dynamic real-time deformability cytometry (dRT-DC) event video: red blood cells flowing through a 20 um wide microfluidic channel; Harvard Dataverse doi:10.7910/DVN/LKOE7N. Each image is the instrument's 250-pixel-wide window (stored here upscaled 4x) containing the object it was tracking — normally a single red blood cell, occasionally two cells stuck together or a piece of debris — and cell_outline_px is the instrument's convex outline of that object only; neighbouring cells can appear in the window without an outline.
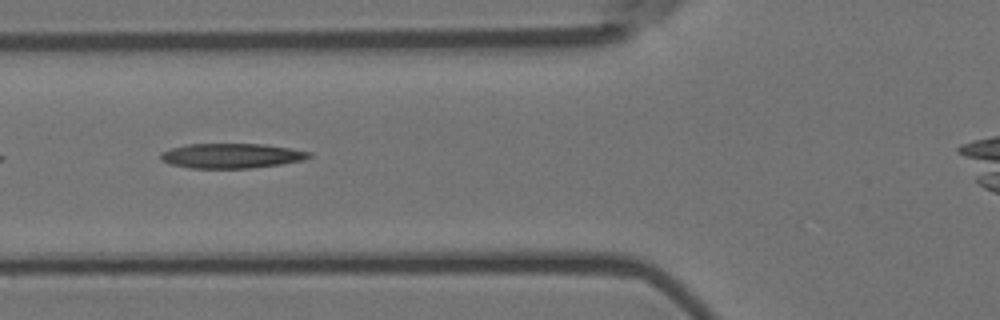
{"species": "Egyptian fruit bat (a non-hibernating species)", "species_latin": "Rousettus aegyptiacus", "temperature_condition": "room temperature", "stored_images_in_passage": 6, "camera_frame_rate_fps": 3000, "um_per_image_px": 0.085, "animal": {"sex": "female"}, "frame": {"image": 1, "passage_image": 2, "time_ms": 0.333, "image_size_px": [1000, 320], "cell_outline_px": [[312, 156], [304, 160], [280, 164], [248, 168], [188, 168], [168, 164], [160, 160], [160, 152], [172, 148], [188, 144], [264, 144], [312, 152]], "centroid_in_image_um": [19.64, 13.24], "position_along_channel_um": 106.2, "area_um2": 21.5}}
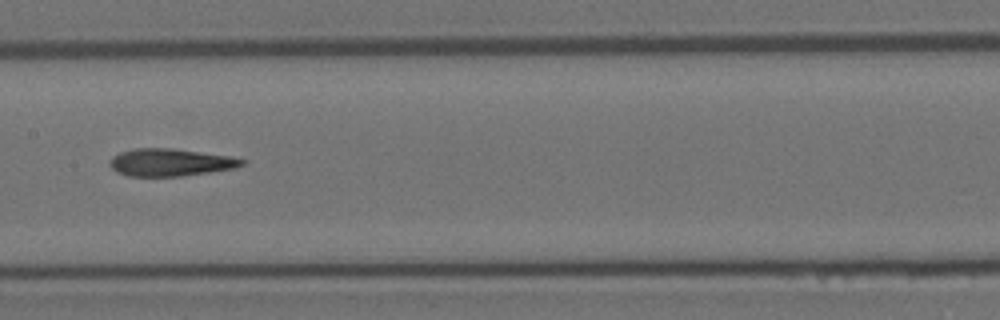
{"frame": {"image": 2, "passage_image": 4, "time_ms": 1.0, "image_size_px": [1000, 320], "cell_outline_px": [[248, 160], [244, 164], [236, 168], [180, 176], [128, 176], [116, 172], [108, 164], [112, 156], [120, 152], [136, 148], [172, 148], [228, 156]], "centroid_in_image_um": [14.46, 13.8], "position_along_channel_um": 192.9, "area_um2": 21.1}}
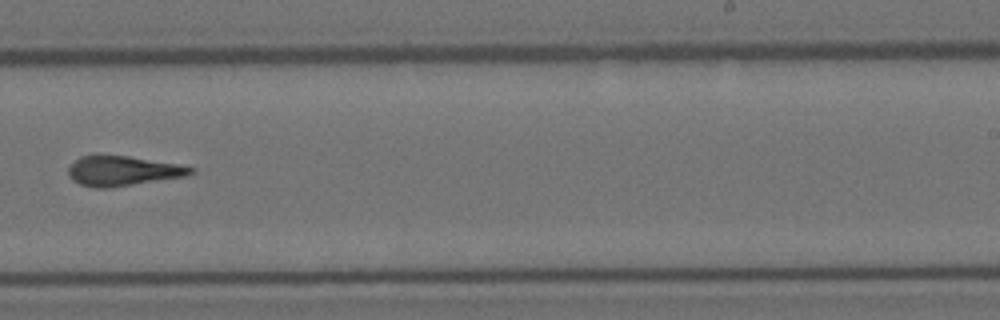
{"frame": {"image": 3, "passage_image": 6, "time_ms": 1.667, "image_size_px": [1000, 320], "cell_outline_px": [[196, 172], [184, 176], [108, 188], [96, 188], [80, 184], [72, 180], [68, 176], [68, 168], [80, 156], [128, 156], [180, 164], [196, 168]], "centroid_in_image_um": [10.45, 14.53], "position_along_channel_um": 278.5, "area_um2": 21.04}}